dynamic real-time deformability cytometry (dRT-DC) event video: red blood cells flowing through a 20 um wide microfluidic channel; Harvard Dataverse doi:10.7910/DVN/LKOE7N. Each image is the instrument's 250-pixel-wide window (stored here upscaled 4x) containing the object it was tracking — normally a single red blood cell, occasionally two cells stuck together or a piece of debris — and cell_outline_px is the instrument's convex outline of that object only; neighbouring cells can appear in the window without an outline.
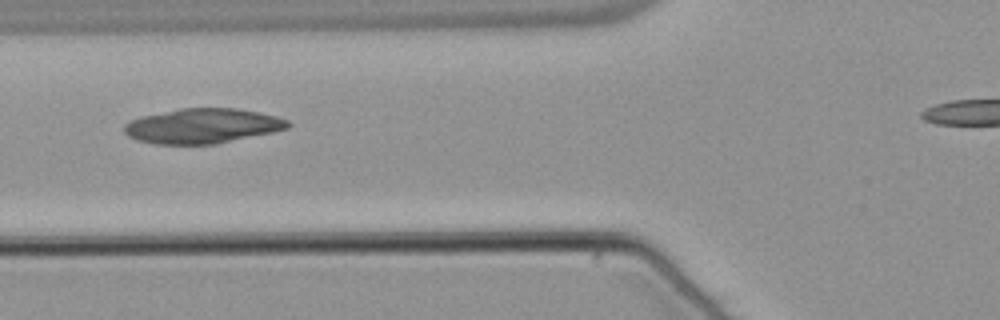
{"species": "common noctule bat (a hibernating species)", "species_latin": "Nyctalus noctula", "temperature_condition": "warm", "stored_images_in_passage": 38, "camera_frame_rate_fps": 3000, "um_per_image_px": 0.085, "animal": {"sex": "male", "body_mass_g": 21.5, "forearm_length_mm": 52.0}, "frame": {"image": 1, "passage_image": 11, "time_ms": 3.333, "image_size_px": [1000, 320], "cell_outline_px": [[292, 124], [288, 128], [272, 132], [216, 144], [156, 144], [140, 140], [128, 136], [124, 132], [124, 124], [140, 116], [180, 108], [236, 108], [260, 112], [276, 116], [288, 120]], "centroid_in_image_um": [17.22, 10.69], "position_along_channel_um": 108.6, "area_um2": 33.23}}
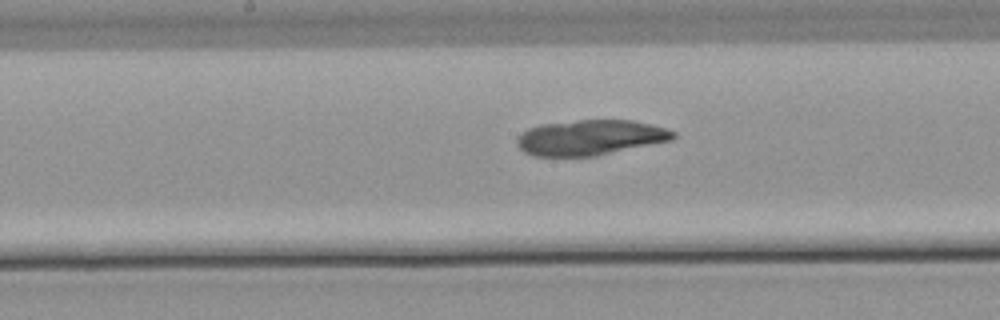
{"frame": {"image": 2, "passage_image": 18, "time_ms": 5.667, "image_size_px": [1000, 320], "cell_outline_px": [[676, 136], [672, 140], [596, 156], [536, 156], [524, 152], [516, 144], [516, 140], [520, 132], [528, 128], [540, 124], [580, 120], [632, 120], [664, 128], [676, 132]], "centroid_in_image_um": [50.14, 11.69], "position_along_channel_um": 198.1, "area_um2": 32.14}}
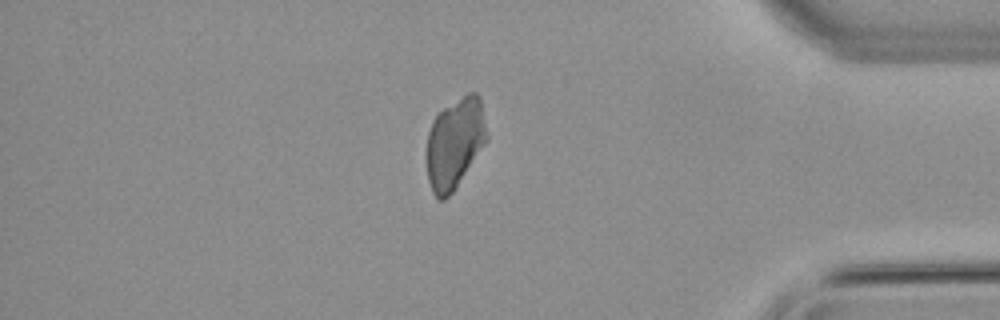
{"frame": {"image": 3, "passage_image": 36, "time_ms": 11.667, "image_size_px": [1000, 320], "cell_outline_px": [[488, 140], [452, 192], [444, 200], [436, 200], [432, 192], [428, 180], [428, 132], [432, 120], [444, 108], [468, 92], [476, 92], [480, 96], [488, 136]], "centroid_in_image_um": [38.68, 12.16], "position_along_channel_um": 396.5, "area_um2": 31.5}}